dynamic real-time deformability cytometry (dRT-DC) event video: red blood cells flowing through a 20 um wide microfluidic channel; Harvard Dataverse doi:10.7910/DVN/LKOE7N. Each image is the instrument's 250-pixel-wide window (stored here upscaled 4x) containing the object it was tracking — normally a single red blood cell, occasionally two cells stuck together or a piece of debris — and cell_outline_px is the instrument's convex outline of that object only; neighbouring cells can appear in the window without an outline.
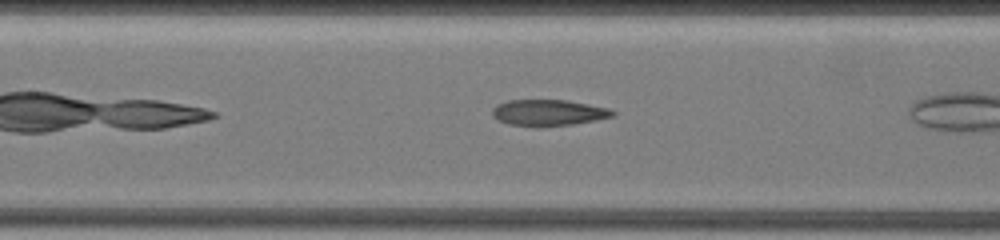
{"species": "common noctule bat (a hibernating species)", "species_latin": "Nyctalus noctula", "temperature_condition": "warm", "stored_images_in_passage": 14, "camera_frame_rate_fps": 3000, "um_per_image_px": 0.085, "animal": {"sex": "female", "body_mass_g": 19.5, "forearm_length_mm": 54.1}, "frame": {"image": 1, "passage_image": 8, "time_ms": 2.667, "image_size_px": [1000, 240], "cell_outline_px": [[616, 112], [612, 116], [572, 124], [536, 128], [508, 124], [492, 116], [492, 112], [500, 104], [508, 100], [564, 100], [608, 108]], "centroid_in_image_um": [46.58, 9.59], "position_along_channel_um": 160.8, "area_um2": 18.09}}